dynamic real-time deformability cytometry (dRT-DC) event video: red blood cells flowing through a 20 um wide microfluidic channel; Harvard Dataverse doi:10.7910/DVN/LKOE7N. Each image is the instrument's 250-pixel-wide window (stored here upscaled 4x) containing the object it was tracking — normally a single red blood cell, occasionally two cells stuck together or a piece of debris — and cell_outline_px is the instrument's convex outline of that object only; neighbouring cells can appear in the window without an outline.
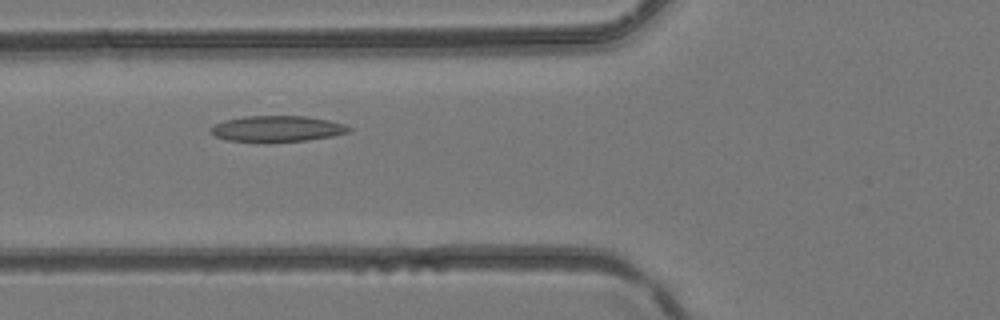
{"species": "common noctule bat (a hibernating species)", "species_latin": "Nyctalus noctula", "temperature_condition": "room temperature", "stored_images_in_passage": 22, "camera_frame_rate_fps": 3000, "um_per_image_px": 0.085, "animal": {"sex": "female", "body_mass_g": 24.6, "forearm_length_mm": 56.2}, "frame": {"image": 1, "passage_image": 3, "time_ms": 0.667, "image_size_px": [1000, 320], "cell_outline_px": [[352, 132], [332, 136], [308, 140], [264, 144], [260, 144], [228, 140], [216, 136], [208, 128], [224, 120], [244, 116], [304, 116], [328, 120], [344, 124], [352, 128]], "centroid_in_image_um": [23.55, 10.97], "position_along_channel_um": 102.2, "area_um2": 21.5}}
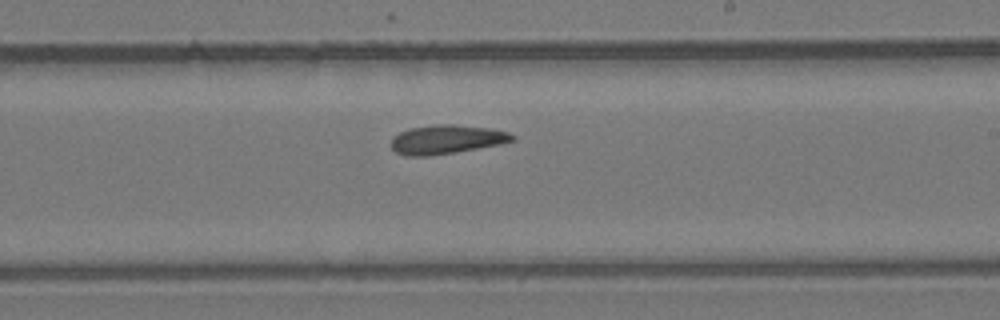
{"frame": {"image": 2, "passage_image": 12, "time_ms": 3.667, "image_size_px": [1000, 320], "cell_outline_px": [[516, 140], [500, 144], [456, 152], [432, 156], [404, 156], [396, 152], [392, 148], [392, 136], [408, 128], [436, 124], [456, 124], [488, 128], [508, 132], [516, 136]], "centroid_in_image_um": [37.94, 11.85], "position_along_channel_um": 251.1, "area_um2": 20.63}}
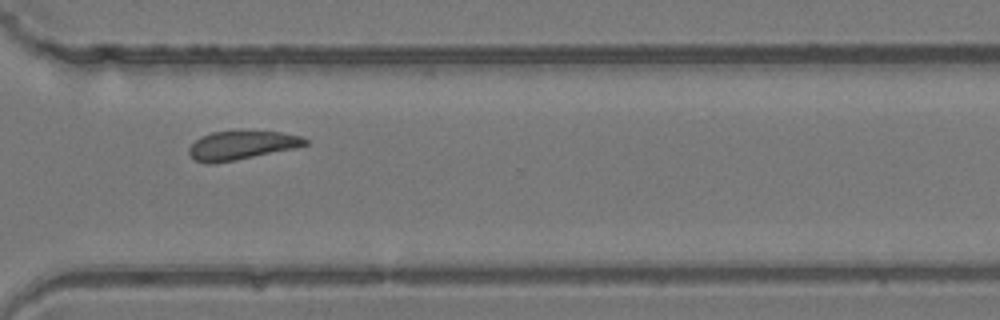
{"frame": {"image": 3, "passage_image": 18, "time_ms": 5.667, "image_size_px": [1000, 320], "cell_outline_px": [[308, 144], [296, 148], [236, 160], [212, 164], [208, 164], [196, 160], [188, 152], [188, 148], [200, 136], [212, 132], [280, 132], [300, 136], [308, 140]], "centroid_in_image_um": [20.53, 12.36], "position_along_channel_um": 350.1, "area_um2": 19.19}}